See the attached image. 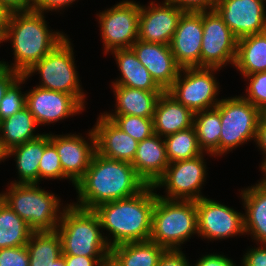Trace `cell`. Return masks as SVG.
I'll list each match as a JSON object with an SVG mask.
<instances>
[{
	"mask_svg": "<svg viewBox=\"0 0 266 266\" xmlns=\"http://www.w3.org/2000/svg\"><path fill=\"white\" fill-rule=\"evenodd\" d=\"M182 250L168 249L161 256L158 266H190Z\"/></svg>",
	"mask_w": 266,
	"mask_h": 266,
	"instance_id": "obj_41",
	"label": "cell"
},
{
	"mask_svg": "<svg viewBox=\"0 0 266 266\" xmlns=\"http://www.w3.org/2000/svg\"><path fill=\"white\" fill-rule=\"evenodd\" d=\"M198 237L220 240L244 235V214L207 197L196 200Z\"/></svg>",
	"mask_w": 266,
	"mask_h": 266,
	"instance_id": "obj_13",
	"label": "cell"
},
{
	"mask_svg": "<svg viewBox=\"0 0 266 266\" xmlns=\"http://www.w3.org/2000/svg\"><path fill=\"white\" fill-rule=\"evenodd\" d=\"M139 61L147 68L154 81L167 91L178 77L177 64L170 45L137 40L131 47Z\"/></svg>",
	"mask_w": 266,
	"mask_h": 266,
	"instance_id": "obj_19",
	"label": "cell"
},
{
	"mask_svg": "<svg viewBox=\"0 0 266 266\" xmlns=\"http://www.w3.org/2000/svg\"><path fill=\"white\" fill-rule=\"evenodd\" d=\"M30 266H52L62 256V242L57 231L33 232L26 244Z\"/></svg>",
	"mask_w": 266,
	"mask_h": 266,
	"instance_id": "obj_31",
	"label": "cell"
},
{
	"mask_svg": "<svg viewBox=\"0 0 266 266\" xmlns=\"http://www.w3.org/2000/svg\"><path fill=\"white\" fill-rule=\"evenodd\" d=\"M244 78L250 81L246 88L247 95L242 97L260 110L266 105V71L246 75Z\"/></svg>",
	"mask_w": 266,
	"mask_h": 266,
	"instance_id": "obj_37",
	"label": "cell"
},
{
	"mask_svg": "<svg viewBox=\"0 0 266 266\" xmlns=\"http://www.w3.org/2000/svg\"><path fill=\"white\" fill-rule=\"evenodd\" d=\"M169 163L194 158L204 153L198 144L194 126L164 137Z\"/></svg>",
	"mask_w": 266,
	"mask_h": 266,
	"instance_id": "obj_33",
	"label": "cell"
},
{
	"mask_svg": "<svg viewBox=\"0 0 266 266\" xmlns=\"http://www.w3.org/2000/svg\"><path fill=\"white\" fill-rule=\"evenodd\" d=\"M39 126L27 107L14 115L0 121V142L3 148L9 149L39 137L35 128ZM35 134V135H34Z\"/></svg>",
	"mask_w": 266,
	"mask_h": 266,
	"instance_id": "obj_28",
	"label": "cell"
},
{
	"mask_svg": "<svg viewBox=\"0 0 266 266\" xmlns=\"http://www.w3.org/2000/svg\"><path fill=\"white\" fill-rule=\"evenodd\" d=\"M116 64L122 77L112 85L137 88L145 91H164L152 78L147 68L139 61L131 48L114 50Z\"/></svg>",
	"mask_w": 266,
	"mask_h": 266,
	"instance_id": "obj_26",
	"label": "cell"
},
{
	"mask_svg": "<svg viewBox=\"0 0 266 266\" xmlns=\"http://www.w3.org/2000/svg\"><path fill=\"white\" fill-rule=\"evenodd\" d=\"M245 209L244 229L257 241L266 244V186L258 181L255 185L241 190Z\"/></svg>",
	"mask_w": 266,
	"mask_h": 266,
	"instance_id": "obj_23",
	"label": "cell"
},
{
	"mask_svg": "<svg viewBox=\"0 0 266 266\" xmlns=\"http://www.w3.org/2000/svg\"><path fill=\"white\" fill-rule=\"evenodd\" d=\"M220 112V156L247 141L256 139L260 110L242 96L221 99L215 106Z\"/></svg>",
	"mask_w": 266,
	"mask_h": 266,
	"instance_id": "obj_8",
	"label": "cell"
},
{
	"mask_svg": "<svg viewBox=\"0 0 266 266\" xmlns=\"http://www.w3.org/2000/svg\"><path fill=\"white\" fill-rule=\"evenodd\" d=\"M200 67L221 69L235 64L238 38L215 9L202 11Z\"/></svg>",
	"mask_w": 266,
	"mask_h": 266,
	"instance_id": "obj_10",
	"label": "cell"
},
{
	"mask_svg": "<svg viewBox=\"0 0 266 266\" xmlns=\"http://www.w3.org/2000/svg\"><path fill=\"white\" fill-rule=\"evenodd\" d=\"M196 261L194 266H236L235 263L225 255L208 254ZM192 266V265H191Z\"/></svg>",
	"mask_w": 266,
	"mask_h": 266,
	"instance_id": "obj_44",
	"label": "cell"
},
{
	"mask_svg": "<svg viewBox=\"0 0 266 266\" xmlns=\"http://www.w3.org/2000/svg\"><path fill=\"white\" fill-rule=\"evenodd\" d=\"M97 15L106 54L114 50L131 48L138 40L139 3L122 0Z\"/></svg>",
	"mask_w": 266,
	"mask_h": 266,
	"instance_id": "obj_11",
	"label": "cell"
},
{
	"mask_svg": "<svg viewBox=\"0 0 266 266\" xmlns=\"http://www.w3.org/2000/svg\"><path fill=\"white\" fill-rule=\"evenodd\" d=\"M260 118L266 122V105L260 109Z\"/></svg>",
	"mask_w": 266,
	"mask_h": 266,
	"instance_id": "obj_53",
	"label": "cell"
},
{
	"mask_svg": "<svg viewBox=\"0 0 266 266\" xmlns=\"http://www.w3.org/2000/svg\"><path fill=\"white\" fill-rule=\"evenodd\" d=\"M260 169L262 171V173H264V177L261 179V183L266 186V163H264L262 166H260Z\"/></svg>",
	"mask_w": 266,
	"mask_h": 266,
	"instance_id": "obj_52",
	"label": "cell"
},
{
	"mask_svg": "<svg viewBox=\"0 0 266 266\" xmlns=\"http://www.w3.org/2000/svg\"><path fill=\"white\" fill-rule=\"evenodd\" d=\"M204 163L203 153L191 159L169 163L163 176L154 184L155 190L165 187L167 196L157 195L170 200L191 201L205 197L201 194L207 175Z\"/></svg>",
	"mask_w": 266,
	"mask_h": 266,
	"instance_id": "obj_12",
	"label": "cell"
},
{
	"mask_svg": "<svg viewBox=\"0 0 266 266\" xmlns=\"http://www.w3.org/2000/svg\"><path fill=\"white\" fill-rule=\"evenodd\" d=\"M52 266H66L63 255L56 259Z\"/></svg>",
	"mask_w": 266,
	"mask_h": 266,
	"instance_id": "obj_50",
	"label": "cell"
},
{
	"mask_svg": "<svg viewBox=\"0 0 266 266\" xmlns=\"http://www.w3.org/2000/svg\"><path fill=\"white\" fill-rule=\"evenodd\" d=\"M67 205L56 229L62 242V255L106 258L111 254L109 238L102 235L97 214L71 203Z\"/></svg>",
	"mask_w": 266,
	"mask_h": 266,
	"instance_id": "obj_4",
	"label": "cell"
},
{
	"mask_svg": "<svg viewBox=\"0 0 266 266\" xmlns=\"http://www.w3.org/2000/svg\"><path fill=\"white\" fill-rule=\"evenodd\" d=\"M26 107L38 125H45L80 114L84 106L71 94L34 87L26 93Z\"/></svg>",
	"mask_w": 266,
	"mask_h": 266,
	"instance_id": "obj_16",
	"label": "cell"
},
{
	"mask_svg": "<svg viewBox=\"0 0 266 266\" xmlns=\"http://www.w3.org/2000/svg\"><path fill=\"white\" fill-rule=\"evenodd\" d=\"M196 233L198 234L196 201L170 200L156 194L151 241L167 250H179L181 244Z\"/></svg>",
	"mask_w": 266,
	"mask_h": 266,
	"instance_id": "obj_6",
	"label": "cell"
},
{
	"mask_svg": "<svg viewBox=\"0 0 266 266\" xmlns=\"http://www.w3.org/2000/svg\"><path fill=\"white\" fill-rule=\"evenodd\" d=\"M146 186L131 163L95 152L84 176L75 184L79 203L72 204L93 210L100 204L134 196Z\"/></svg>",
	"mask_w": 266,
	"mask_h": 266,
	"instance_id": "obj_1",
	"label": "cell"
},
{
	"mask_svg": "<svg viewBox=\"0 0 266 266\" xmlns=\"http://www.w3.org/2000/svg\"><path fill=\"white\" fill-rule=\"evenodd\" d=\"M166 250L163 246L147 240L113 246L111 255L122 266H158L159 260Z\"/></svg>",
	"mask_w": 266,
	"mask_h": 266,
	"instance_id": "obj_29",
	"label": "cell"
},
{
	"mask_svg": "<svg viewBox=\"0 0 266 266\" xmlns=\"http://www.w3.org/2000/svg\"><path fill=\"white\" fill-rule=\"evenodd\" d=\"M259 149L263 152L264 159L261 163V166L266 163V122L261 118L258 121L256 139L254 140Z\"/></svg>",
	"mask_w": 266,
	"mask_h": 266,
	"instance_id": "obj_47",
	"label": "cell"
},
{
	"mask_svg": "<svg viewBox=\"0 0 266 266\" xmlns=\"http://www.w3.org/2000/svg\"><path fill=\"white\" fill-rule=\"evenodd\" d=\"M234 66L243 76L266 71V31L238 39Z\"/></svg>",
	"mask_w": 266,
	"mask_h": 266,
	"instance_id": "obj_27",
	"label": "cell"
},
{
	"mask_svg": "<svg viewBox=\"0 0 266 266\" xmlns=\"http://www.w3.org/2000/svg\"><path fill=\"white\" fill-rule=\"evenodd\" d=\"M44 18L33 9L11 13L4 42L11 41L15 62L0 61L2 66L24 75L66 37L63 32L49 30Z\"/></svg>",
	"mask_w": 266,
	"mask_h": 266,
	"instance_id": "obj_3",
	"label": "cell"
},
{
	"mask_svg": "<svg viewBox=\"0 0 266 266\" xmlns=\"http://www.w3.org/2000/svg\"><path fill=\"white\" fill-rule=\"evenodd\" d=\"M86 141L81 135H52L50 142L56 147L63 173L73 185L84 176L96 152V139L93 128Z\"/></svg>",
	"mask_w": 266,
	"mask_h": 266,
	"instance_id": "obj_17",
	"label": "cell"
},
{
	"mask_svg": "<svg viewBox=\"0 0 266 266\" xmlns=\"http://www.w3.org/2000/svg\"><path fill=\"white\" fill-rule=\"evenodd\" d=\"M202 35V11H184L170 43L171 51L181 68L200 67Z\"/></svg>",
	"mask_w": 266,
	"mask_h": 266,
	"instance_id": "obj_18",
	"label": "cell"
},
{
	"mask_svg": "<svg viewBox=\"0 0 266 266\" xmlns=\"http://www.w3.org/2000/svg\"><path fill=\"white\" fill-rule=\"evenodd\" d=\"M7 159V151L3 148L0 142V162Z\"/></svg>",
	"mask_w": 266,
	"mask_h": 266,
	"instance_id": "obj_51",
	"label": "cell"
},
{
	"mask_svg": "<svg viewBox=\"0 0 266 266\" xmlns=\"http://www.w3.org/2000/svg\"><path fill=\"white\" fill-rule=\"evenodd\" d=\"M21 76L20 73L0 65V101L9 87Z\"/></svg>",
	"mask_w": 266,
	"mask_h": 266,
	"instance_id": "obj_43",
	"label": "cell"
},
{
	"mask_svg": "<svg viewBox=\"0 0 266 266\" xmlns=\"http://www.w3.org/2000/svg\"><path fill=\"white\" fill-rule=\"evenodd\" d=\"M75 0H33V10L41 12L44 14V11L57 10L59 12L60 8H65L70 6Z\"/></svg>",
	"mask_w": 266,
	"mask_h": 266,
	"instance_id": "obj_42",
	"label": "cell"
},
{
	"mask_svg": "<svg viewBox=\"0 0 266 266\" xmlns=\"http://www.w3.org/2000/svg\"><path fill=\"white\" fill-rule=\"evenodd\" d=\"M122 131L140 142L154 134L153 118L132 115H104Z\"/></svg>",
	"mask_w": 266,
	"mask_h": 266,
	"instance_id": "obj_34",
	"label": "cell"
},
{
	"mask_svg": "<svg viewBox=\"0 0 266 266\" xmlns=\"http://www.w3.org/2000/svg\"><path fill=\"white\" fill-rule=\"evenodd\" d=\"M112 86L116 96L115 112H104L103 115H132L153 118L158 98L164 92L145 91L119 85Z\"/></svg>",
	"mask_w": 266,
	"mask_h": 266,
	"instance_id": "obj_24",
	"label": "cell"
},
{
	"mask_svg": "<svg viewBox=\"0 0 266 266\" xmlns=\"http://www.w3.org/2000/svg\"><path fill=\"white\" fill-rule=\"evenodd\" d=\"M101 266H122V265L111 254H109L104 259Z\"/></svg>",
	"mask_w": 266,
	"mask_h": 266,
	"instance_id": "obj_49",
	"label": "cell"
},
{
	"mask_svg": "<svg viewBox=\"0 0 266 266\" xmlns=\"http://www.w3.org/2000/svg\"><path fill=\"white\" fill-rule=\"evenodd\" d=\"M96 152L106 158L133 162L138 141L122 131L102 113L93 127Z\"/></svg>",
	"mask_w": 266,
	"mask_h": 266,
	"instance_id": "obj_20",
	"label": "cell"
},
{
	"mask_svg": "<svg viewBox=\"0 0 266 266\" xmlns=\"http://www.w3.org/2000/svg\"><path fill=\"white\" fill-rule=\"evenodd\" d=\"M0 4L12 12L32 10L33 0H0Z\"/></svg>",
	"mask_w": 266,
	"mask_h": 266,
	"instance_id": "obj_46",
	"label": "cell"
},
{
	"mask_svg": "<svg viewBox=\"0 0 266 266\" xmlns=\"http://www.w3.org/2000/svg\"><path fill=\"white\" fill-rule=\"evenodd\" d=\"M194 113L164 91L155 106L154 133L165 137L193 126Z\"/></svg>",
	"mask_w": 266,
	"mask_h": 266,
	"instance_id": "obj_22",
	"label": "cell"
},
{
	"mask_svg": "<svg viewBox=\"0 0 266 266\" xmlns=\"http://www.w3.org/2000/svg\"><path fill=\"white\" fill-rule=\"evenodd\" d=\"M216 70L219 71L207 67L181 68L167 92L193 113L214 108L220 102L216 98L220 92L214 77Z\"/></svg>",
	"mask_w": 266,
	"mask_h": 266,
	"instance_id": "obj_9",
	"label": "cell"
},
{
	"mask_svg": "<svg viewBox=\"0 0 266 266\" xmlns=\"http://www.w3.org/2000/svg\"><path fill=\"white\" fill-rule=\"evenodd\" d=\"M183 11L201 12L213 10L217 0H165Z\"/></svg>",
	"mask_w": 266,
	"mask_h": 266,
	"instance_id": "obj_39",
	"label": "cell"
},
{
	"mask_svg": "<svg viewBox=\"0 0 266 266\" xmlns=\"http://www.w3.org/2000/svg\"><path fill=\"white\" fill-rule=\"evenodd\" d=\"M193 126L200 149L210 156H220L221 120L220 112L214 107L194 113Z\"/></svg>",
	"mask_w": 266,
	"mask_h": 266,
	"instance_id": "obj_30",
	"label": "cell"
},
{
	"mask_svg": "<svg viewBox=\"0 0 266 266\" xmlns=\"http://www.w3.org/2000/svg\"><path fill=\"white\" fill-rule=\"evenodd\" d=\"M34 231L0 198V249L25 246Z\"/></svg>",
	"mask_w": 266,
	"mask_h": 266,
	"instance_id": "obj_32",
	"label": "cell"
},
{
	"mask_svg": "<svg viewBox=\"0 0 266 266\" xmlns=\"http://www.w3.org/2000/svg\"><path fill=\"white\" fill-rule=\"evenodd\" d=\"M214 9L238 39L266 31L265 0H217Z\"/></svg>",
	"mask_w": 266,
	"mask_h": 266,
	"instance_id": "obj_14",
	"label": "cell"
},
{
	"mask_svg": "<svg viewBox=\"0 0 266 266\" xmlns=\"http://www.w3.org/2000/svg\"><path fill=\"white\" fill-rule=\"evenodd\" d=\"M0 266H30L28 249L25 246L0 249Z\"/></svg>",
	"mask_w": 266,
	"mask_h": 266,
	"instance_id": "obj_38",
	"label": "cell"
},
{
	"mask_svg": "<svg viewBox=\"0 0 266 266\" xmlns=\"http://www.w3.org/2000/svg\"><path fill=\"white\" fill-rule=\"evenodd\" d=\"M140 4L138 39L149 43L170 45L179 19L184 12L176 5L164 1L162 5L150 2Z\"/></svg>",
	"mask_w": 266,
	"mask_h": 266,
	"instance_id": "obj_15",
	"label": "cell"
},
{
	"mask_svg": "<svg viewBox=\"0 0 266 266\" xmlns=\"http://www.w3.org/2000/svg\"><path fill=\"white\" fill-rule=\"evenodd\" d=\"M74 60L72 44L66 36L24 76L28 79L37 71L41 76L39 87L71 94L85 107L86 96L80 87Z\"/></svg>",
	"mask_w": 266,
	"mask_h": 266,
	"instance_id": "obj_7",
	"label": "cell"
},
{
	"mask_svg": "<svg viewBox=\"0 0 266 266\" xmlns=\"http://www.w3.org/2000/svg\"><path fill=\"white\" fill-rule=\"evenodd\" d=\"M11 12L0 4V44L4 41Z\"/></svg>",
	"mask_w": 266,
	"mask_h": 266,
	"instance_id": "obj_48",
	"label": "cell"
},
{
	"mask_svg": "<svg viewBox=\"0 0 266 266\" xmlns=\"http://www.w3.org/2000/svg\"><path fill=\"white\" fill-rule=\"evenodd\" d=\"M163 138L154 133L138 143L131 164L146 185L154 186L169 165Z\"/></svg>",
	"mask_w": 266,
	"mask_h": 266,
	"instance_id": "obj_21",
	"label": "cell"
},
{
	"mask_svg": "<svg viewBox=\"0 0 266 266\" xmlns=\"http://www.w3.org/2000/svg\"><path fill=\"white\" fill-rule=\"evenodd\" d=\"M241 263L242 266H266V244L249 249Z\"/></svg>",
	"mask_w": 266,
	"mask_h": 266,
	"instance_id": "obj_40",
	"label": "cell"
},
{
	"mask_svg": "<svg viewBox=\"0 0 266 266\" xmlns=\"http://www.w3.org/2000/svg\"><path fill=\"white\" fill-rule=\"evenodd\" d=\"M69 179L64 173L56 147L49 142L39 163V182L41 179Z\"/></svg>",
	"mask_w": 266,
	"mask_h": 266,
	"instance_id": "obj_36",
	"label": "cell"
},
{
	"mask_svg": "<svg viewBox=\"0 0 266 266\" xmlns=\"http://www.w3.org/2000/svg\"><path fill=\"white\" fill-rule=\"evenodd\" d=\"M27 78L21 75L7 90L0 101V121L14 115L26 107V93L22 94L21 84L25 83Z\"/></svg>",
	"mask_w": 266,
	"mask_h": 266,
	"instance_id": "obj_35",
	"label": "cell"
},
{
	"mask_svg": "<svg viewBox=\"0 0 266 266\" xmlns=\"http://www.w3.org/2000/svg\"><path fill=\"white\" fill-rule=\"evenodd\" d=\"M154 186L147 185L138 194L100 204L93 211L97 214L102 230L112 234L108 245L113 246L150 240L152 212L156 201Z\"/></svg>",
	"mask_w": 266,
	"mask_h": 266,
	"instance_id": "obj_2",
	"label": "cell"
},
{
	"mask_svg": "<svg viewBox=\"0 0 266 266\" xmlns=\"http://www.w3.org/2000/svg\"><path fill=\"white\" fill-rule=\"evenodd\" d=\"M10 184L6 193H0V198L34 232L56 231L66 205L61 211V200L52 192L41 189L40 183Z\"/></svg>",
	"mask_w": 266,
	"mask_h": 266,
	"instance_id": "obj_5",
	"label": "cell"
},
{
	"mask_svg": "<svg viewBox=\"0 0 266 266\" xmlns=\"http://www.w3.org/2000/svg\"><path fill=\"white\" fill-rule=\"evenodd\" d=\"M66 266H101L105 258L63 255Z\"/></svg>",
	"mask_w": 266,
	"mask_h": 266,
	"instance_id": "obj_45",
	"label": "cell"
},
{
	"mask_svg": "<svg viewBox=\"0 0 266 266\" xmlns=\"http://www.w3.org/2000/svg\"><path fill=\"white\" fill-rule=\"evenodd\" d=\"M50 142V133L15 146L7 151V157L15 156L19 180L13 184H28L39 182V163L45 146Z\"/></svg>",
	"mask_w": 266,
	"mask_h": 266,
	"instance_id": "obj_25",
	"label": "cell"
}]
</instances>
